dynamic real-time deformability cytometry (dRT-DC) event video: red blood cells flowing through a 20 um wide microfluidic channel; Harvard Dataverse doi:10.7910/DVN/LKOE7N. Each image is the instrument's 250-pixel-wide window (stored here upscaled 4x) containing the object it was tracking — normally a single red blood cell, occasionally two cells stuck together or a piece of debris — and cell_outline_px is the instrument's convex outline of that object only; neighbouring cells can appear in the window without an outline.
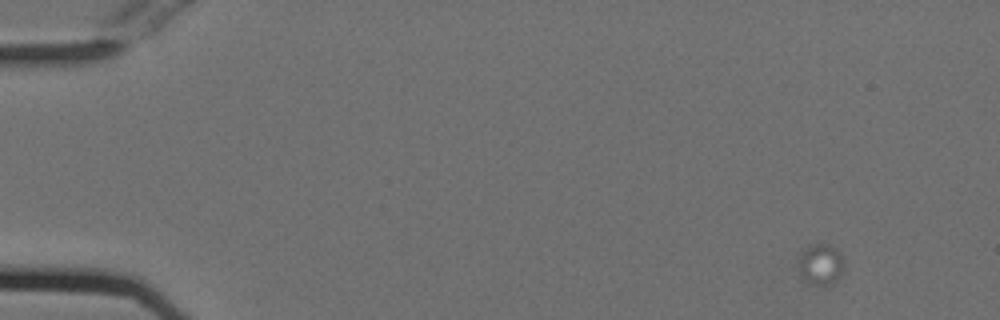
{"species": "Egyptian fruit bat (a non-hibernating species)", "species_latin": "Rousettus aegyptiacus", "temperature_condition": "cold", "stored_images_in_passage": 15, "camera_frame_rate_fps": 3000, "um_per_image_px": 0.085, "animal": {"sex": "female"}, "frame": {"image": 1, "passage_image": 1, "time_ms": 0.0, "image_size_px": [1000, 320], "cell_outline_px": [[844, 268], [836, 280], [828, 284], [812, 284], [804, 280], [800, 268], [800, 256], [812, 244], [828, 244], [836, 248], [840, 252], [844, 260]], "centroid_in_image_um": [69.82, 22.45], "position_along_channel_um": 15.2, "area_um2": 10.46}}